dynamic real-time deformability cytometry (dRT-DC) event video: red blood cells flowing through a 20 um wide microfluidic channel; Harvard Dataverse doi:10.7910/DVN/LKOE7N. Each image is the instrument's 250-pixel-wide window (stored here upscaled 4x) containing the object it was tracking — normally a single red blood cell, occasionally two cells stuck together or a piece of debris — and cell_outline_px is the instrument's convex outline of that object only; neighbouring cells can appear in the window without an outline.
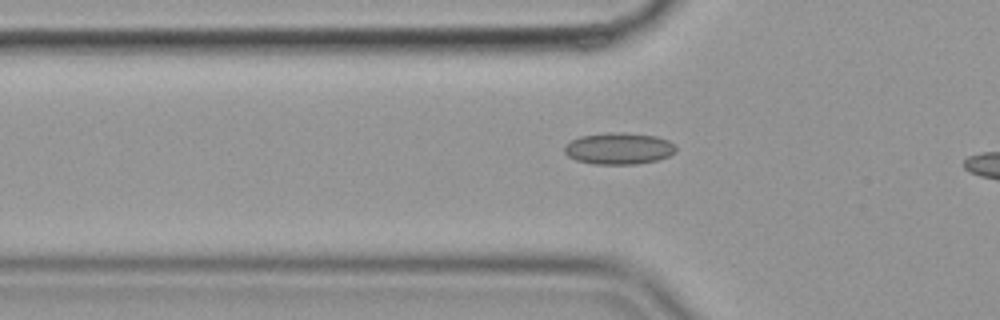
{"species": "common noctule bat (a hibernating species)", "species_latin": "Nyctalus noctula", "temperature_condition": "cold", "stored_images_in_passage": 47, "camera_frame_rate_fps": 3000, "um_per_image_px": 0.085, "animal": {"sex": "female", "body_mass_g": 19.9}, "frame": {"image": 1, "passage_image": 19, "time_ms": 6.0, "image_size_px": [1000, 320], "cell_outline_px": [[676, 152], [668, 156], [656, 160], [636, 164], [592, 164], [576, 160], [568, 156], [564, 152], [564, 144], [580, 136], [604, 132], [624, 132], [656, 136], [668, 140], [676, 144]], "centroid_in_image_um": [52.59, 12.61], "position_along_channel_um": 73.2, "area_um2": 20.81}}
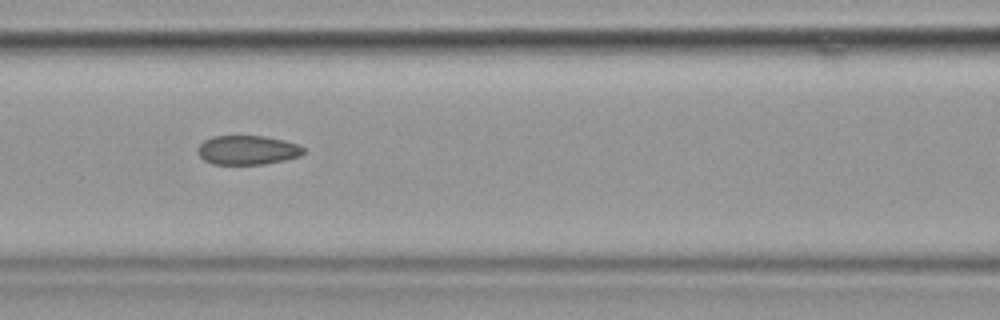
{"frame": {"image": 2, "passage_image": 25, "time_ms": 8.0, "image_size_px": [1000, 320], "cell_outline_px": [[304, 152], [300, 156], [284, 160], [264, 164], [212, 164], [204, 160], [200, 156], [196, 148], [204, 140], [212, 136], [264, 136], [284, 140], [296, 144], [304, 148]], "centroid_in_image_um": [21.01, 12.75], "position_along_channel_um": 145.6, "area_um2": 17.98}}
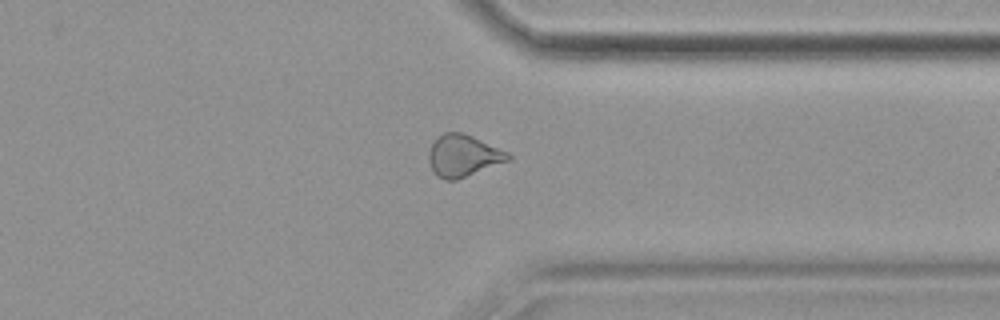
{"frame": {"image": 3, "passage_image": 44, "time_ms": 14.333, "image_size_px": [1000, 320], "cell_outline_px": [[512, 156], [508, 160], [456, 180], [444, 180], [436, 176], [428, 160], [428, 152], [432, 144], [444, 132], [460, 132], [472, 136], [508, 152]], "centroid_in_image_um": [39.34, 13.24], "position_along_channel_um": 372.1, "area_um2": 19.02}}